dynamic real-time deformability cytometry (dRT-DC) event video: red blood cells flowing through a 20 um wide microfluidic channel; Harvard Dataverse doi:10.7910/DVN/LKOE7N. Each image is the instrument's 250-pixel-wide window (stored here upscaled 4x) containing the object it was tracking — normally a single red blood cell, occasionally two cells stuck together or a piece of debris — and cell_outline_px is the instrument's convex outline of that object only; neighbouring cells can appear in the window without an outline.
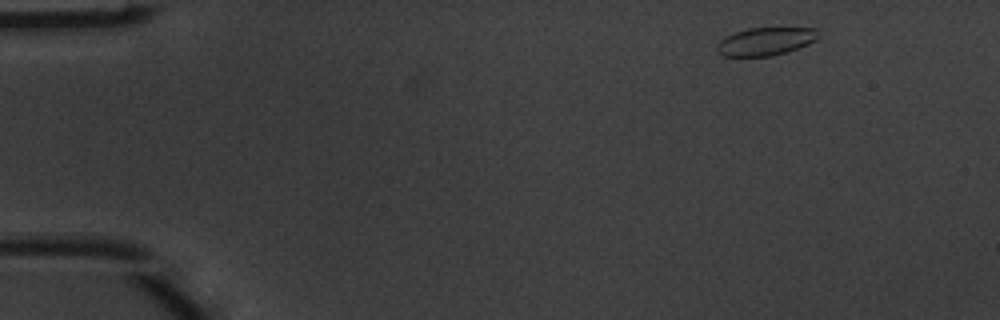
{"species": "common noctule bat (a hibernating species)", "species_latin": "Nyctalus noctula", "temperature_condition": "warm", "stored_images_in_passage": 5, "camera_frame_rate_fps": 3000, "um_per_image_px": 0.085, "animal": {"sex": "male", "body_mass_g": 20.1, "forearm_length_mm": 53.5}, "frame": {"image": 1, "passage_image": 1, "time_ms": 0.0, "image_size_px": [1000, 320], "cell_outline_px": [[816, 40], [808, 44], [788, 52], [772, 56], [724, 56], [716, 52], [716, 44], [720, 40], [736, 32], [748, 28], [816, 28]], "centroid_in_image_um": [65.04, 3.53], "position_along_channel_um": 20.0, "area_um2": 16.42}}